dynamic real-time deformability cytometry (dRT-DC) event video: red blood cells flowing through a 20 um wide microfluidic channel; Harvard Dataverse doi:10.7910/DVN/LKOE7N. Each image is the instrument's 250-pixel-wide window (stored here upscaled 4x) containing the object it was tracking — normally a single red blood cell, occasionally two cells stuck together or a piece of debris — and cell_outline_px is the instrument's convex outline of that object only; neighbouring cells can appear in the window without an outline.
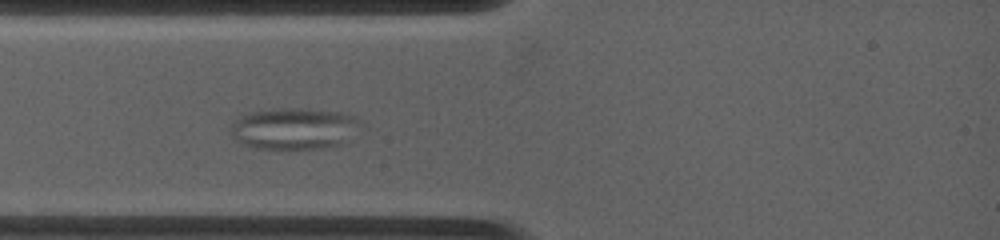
{"species": "common noctule bat (a hibernating species)", "species_latin": "Nyctalus noctula", "temperature_condition": "warm", "stored_images_in_passage": 41, "segment_of_instrument_passage": [1, 3], "camera_frame_rate_fps": 4500, "um_per_image_px": 0.085, "animal": {"sex": "female", "body_mass_g": 19.0, "forearm_length_mm": 53.3}, "frame": {"image": 1, "passage_image": 4, "time_ms": 0.667, "image_size_px": [1000, 240], "cell_outline_px": [[364, 128], [340, 144], [320, 148], [288, 152], [260, 148], [244, 144], [236, 140], [232, 136], [232, 124], [240, 116], [248, 112], [272, 108], [308, 108], [340, 112], [356, 116], [364, 124]], "centroid_in_image_um": [25.06, 10.94], "position_along_channel_um": 59.9, "area_um2": 32.54}}
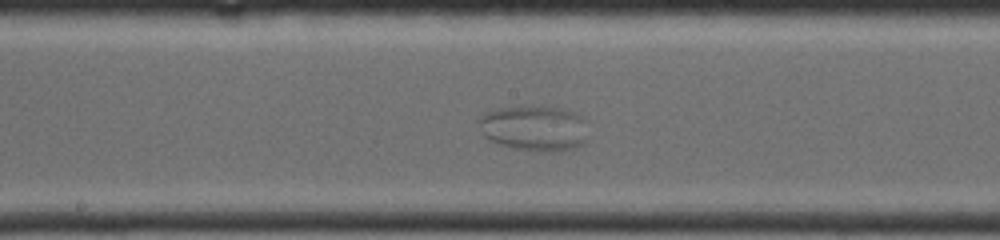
{"frame": {"image": 2, "passage_image": 19, "time_ms": 4.667, "image_size_px": [1000, 240], "cell_outline_px": [[584, 144], [576, 148], [548, 152], [512, 148], [488, 140], [484, 136], [480, 124], [480, 116], [484, 112], [496, 108], [560, 108], [584, 116]], "centroid_in_image_um": [45.39, 10.92], "position_along_channel_um": 202.8, "area_um2": 28.32}}
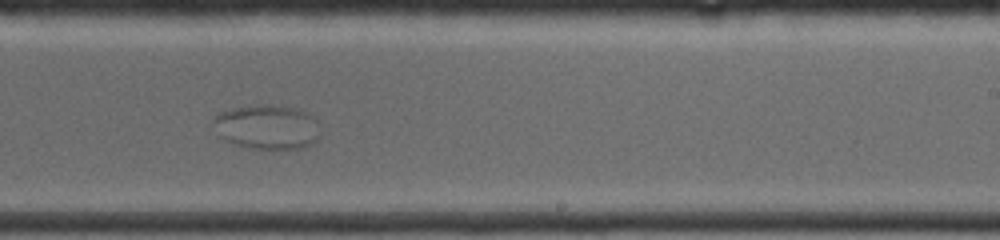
{"frame": {"image": 3, "passage_image": 26, "time_ms": 6.444, "image_size_px": [1000, 240], "cell_outline_px": [[320, 136], [312, 144], [300, 148], [248, 148], [236, 144], [220, 136], [212, 124], [212, 120], [220, 112], [236, 108], [268, 104], [272, 104], [296, 108], [308, 112], [316, 120]], "centroid_in_image_um": [22.73, 10.78], "position_along_channel_um": 266.3, "area_um2": 27.46}}